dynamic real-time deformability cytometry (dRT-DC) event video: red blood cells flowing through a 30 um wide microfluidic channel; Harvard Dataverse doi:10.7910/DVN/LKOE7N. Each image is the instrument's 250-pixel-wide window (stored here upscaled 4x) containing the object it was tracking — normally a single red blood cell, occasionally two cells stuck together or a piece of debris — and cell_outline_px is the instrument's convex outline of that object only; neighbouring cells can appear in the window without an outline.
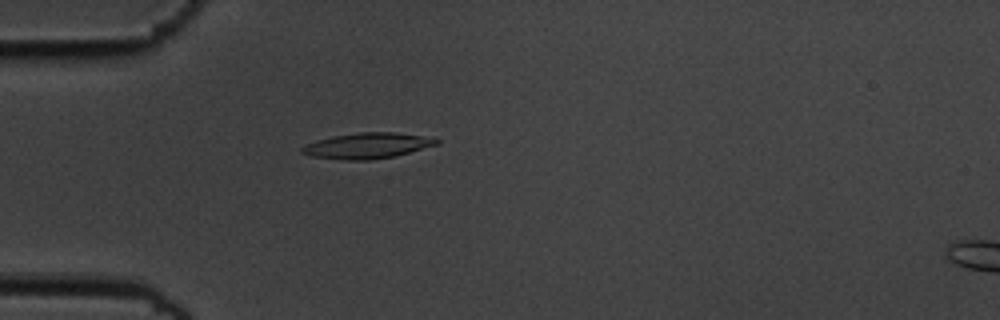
{"species": "common noctule bat (a hibernating species)", "species_latin": "Nyctalus noctula", "temperature_condition": "cold", "stored_images_in_passage": 5, "segment_of_instrument_passage": [1, 2], "camera_frame_rate_fps": 3000, "um_per_image_px": 0.085, "animal": {"sex": "male", "body_mass_g": 19.5, "forearm_length_mm": 54.6}, "frame": {"image": 1, "passage_image": 4, "time_ms": 1.0, "image_size_px": [1000, 320], "cell_outline_px": [[440, 144], [396, 156], [372, 160], [348, 160], [312, 156], [300, 152], [300, 148], [316, 140], [332, 136], [360, 132], [396, 132], [420, 136], [440, 140]], "centroid_in_image_um": [31.23, 12.38], "position_along_channel_um": 53.8, "area_um2": 20.06}}